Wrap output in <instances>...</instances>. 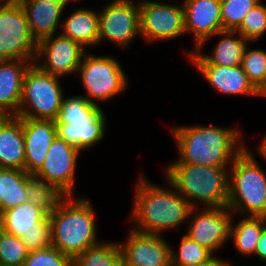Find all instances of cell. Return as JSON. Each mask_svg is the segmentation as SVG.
Masks as SVG:
<instances>
[{
	"label": "cell",
	"mask_w": 266,
	"mask_h": 266,
	"mask_svg": "<svg viewBox=\"0 0 266 266\" xmlns=\"http://www.w3.org/2000/svg\"><path fill=\"white\" fill-rule=\"evenodd\" d=\"M68 196L49 215L51 245L75 259L88 248L99 244L94 207L84 196Z\"/></svg>",
	"instance_id": "3957f363"
},
{
	"label": "cell",
	"mask_w": 266,
	"mask_h": 266,
	"mask_svg": "<svg viewBox=\"0 0 266 266\" xmlns=\"http://www.w3.org/2000/svg\"><path fill=\"white\" fill-rule=\"evenodd\" d=\"M254 255H257L261 261L266 262V228L260 235Z\"/></svg>",
	"instance_id": "d590c367"
},
{
	"label": "cell",
	"mask_w": 266,
	"mask_h": 266,
	"mask_svg": "<svg viewBox=\"0 0 266 266\" xmlns=\"http://www.w3.org/2000/svg\"><path fill=\"white\" fill-rule=\"evenodd\" d=\"M1 2L2 1H12V2H19L20 0H0Z\"/></svg>",
	"instance_id": "7bdbcfd3"
},
{
	"label": "cell",
	"mask_w": 266,
	"mask_h": 266,
	"mask_svg": "<svg viewBox=\"0 0 266 266\" xmlns=\"http://www.w3.org/2000/svg\"><path fill=\"white\" fill-rule=\"evenodd\" d=\"M25 137L22 117H0V168L24 171Z\"/></svg>",
	"instance_id": "44dd1931"
},
{
	"label": "cell",
	"mask_w": 266,
	"mask_h": 266,
	"mask_svg": "<svg viewBox=\"0 0 266 266\" xmlns=\"http://www.w3.org/2000/svg\"><path fill=\"white\" fill-rule=\"evenodd\" d=\"M140 38L146 43L171 40L184 35V6L156 0L139 1Z\"/></svg>",
	"instance_id": "30bf717a"
},
{
	"label": "cell",
	"mask_w": 266,
	"mask_h": 266,
	"mask_svg": "<svg viewBox=\"0 0 266 266\" xmlns=\"http://www.w3.org/2000/svg\"><path fill=\"white\" fill-rule=\"evenodd\" d=\"M34 40L20 2L0 1V60L35 61Z\"/></svg>",
	"instance_id": "9c48e42d"
},
{
	"label": "cell",
	"mask_w": 266,
	"mask_h": 266,
	"mask_svg": "<svg viewBox=\"0 0 266 266\" xmlns=\"http://www.w3.org/2000/svg\"><path fill=\"white\" fill-rule=\"evenodd\" d=\"M214 36H218L221 39L215 44L212 53L206 55L203 50H193L187 53L190 62H193L194 65H241L243 54L249 41L232 30H223Z\"/></svg>",
	"instance_id": "ac0fdd59"
},
{
	"label": "cell",
	"mask_w": 266,
	"mask_h": 266,
	"mask_svg": "<svg viewBox=\"0 0 266 266\" xmlns=\"http://www.w3.org/2000/svg\"><path fill=\"white\" fill-rule=\"evenodd\" d=\"M256 149L260 153L259 155H262V157L266 160V135L263 137Z\"/></svg>",
	"instance_id": "74e56055"
},
{
	"label": "cell",
	"mask_w": 266,
	"mask_h": 266,
	"mask_svg": "<svg viewBox=\"0 0 266 266\" xmlns=\"http://www.w3.org/2000/svg\"><path fill=\"white\" fill-rule=\"evenodd\" d=\"M3 231L22 237L31 230H51L49 215L27 201L0 214Z\"/></svg>",
	"instance_id": "603a6c76"
},
{
	"label": "cell",
	"mask_w": 266,
	"mask_h": 266,
	"mask_svg": "<svg viewBox=\"0 0 266 266\" xmlns=\"http://www.w3.org/2000/svg\"><path fill=\"white\" fill-rule=\"evenodd\" d=\"M29 251L45 249L51 246V230H31L21 237Z\"/></svg>",
	"instance_id": "e575fe53"
},
{
	"label": "cell",
	"mask_w": 266,
	"mask_h": 266,
	"mask_svg": "<svg viewBox=\"0 0 266 266\" xmlns=\"http://www.w3.org/2000/svg\"><path fill=\"white\" fill-rule=\"evenodd\" d=\"M29 175L18 169L0 168V214L28 201Z\"/></svg>",
	"instance_id": "d4e9b609"
},
{
	"label": "cell",
	"mask_w": 266,
	"mask_h": 266,
	"mask_svg": "<svg viewBox=\"0 0 266 266\" xmlns=\"http://www.w3.org/2000/svg\"><path fill=\"white\" fill-rule=\"evenodd\" d=\"M119 243L100 242L80 253L74 259V266H123Z\"/></svg>",
	"instance_id": "83f0119b"
},
{
	"label": "cell",
	"mask_w": 266,
	"mask_h": 266,
	"mask_svg": "<svg viewBox=\"0 0 266 266\" xmlns=\"http://www.w3.org/2000/svg\"><path fill=\"white\" fill-rule=\"evenodd\" d=\"M29 250L20 237L5 231L0 235V264L1 266H23Z\"/></svg>",
	"instance_id": "4dcf8cb0"
},
{
	"label": "cell",
	"mask_w": 266,
	"mask_h": 266,
	"mask_svg": "<svg viewBox=\"0 0 266 266\" xmlns=\"http://www.w3.org/2000/svg\"><path fill=\"white\" fill-rule=\"evenodd\" d=\"M22 129L25 137L24 171L34 175L44 164L49 147L57 138L54 120L22 117Z\"/></svg>",
	"instance_id": "e0dca14e"
},
{
	"label": "cell",
	"mask_w": 266,
	"mask_h": 266,
	"mask_svg": "<svg viewBox=\"0 0 266 266\" xmlns=\"http://www.w3.org/2000/svg\"><path fill=\"white\" fill-rule=\"evenodd\" d=\"M32 63L34 61L0 60V117L18 115L24 75Z\"/></svg>",
	"instance_id": "d6986e66"
},
{
	"label": "cell",
	"mask_w": 266,
	"mask_h": 266,
	"mask_svg": "<svg viewBox=\"0 0 266 266\" xmlns=\"http://www.w3.org/2000/svg\"><path fill=\"white\" fill-rule=\"evenodd\" d=\"M59 79L32 63L24 75L17 117L55 121L64 98Z\"/></svg>",
	"instance_id": "52a82bcc"
},
{
	"label": "cell",
	"mask_w": 266,
	"mask_h": 266,
	"mask_svg": "<svg viewBox=\"0 0 266 266\" xmlns=\"http://www.w3.org/2000/svg\"><path fill=\"white\" fill-rule=\"evenodd\" d=\"M260 96L266 97V85L263 87V89L260 91Z\"/></svg>",
	"instance_id": "ab89813d"
},
{
	"label": "cell",
	"mask_w": 266,
	"mask_h": 266,
	"mask_svg": "<svg viewBox=\"0 0 266 266\" xmlns=\"http://www.w3.org/2000/svg\"><path fill=\"white\" fill-rule=\"evenodd\" d=\"M243 217L237 225L233 224L232 220L230 239H234V247L246 257L255 254L257 242L266 228V217L249 215Z\"/></svg>",
	"instance_id": "484cf974"
},
{
	"label": "cell",
	"mask_w": 266,
	"mask_h": 266,
	"mask_svg": "<svg viewBox=\"0 0 266 266\" xmlns=\"http://www.w3.org/2000/svg\"><path fill=\"white\" fill-rule=\"evenodd\" d=\"M80 153L78 149L57 137L49 147L44 164L34 175L57 186L67 196H73Z\"/></svg>",
	"instance_id": "5bb4252c"
},
{
	"label": "cell",
	"mask_w": 266,
	"mask_h": 266,
	"mask_svg": "<svg viewBox=\"0 0 266 266\" xmlns=\"http://www.w3.org/2000/svg\"><path fill=\"white\" fill-rule=\"evenodd\" d=\"M47 1L63 5L64 7H66L68 3L72 2V0H47ZM73 1H75V0H73Z\"/></svg>",
	"instance_id": "f35d334b"
},
{
	"label": "cell",
	"mask_w": 266,
	"mask_h": 266,
	"mask_svg": "<svg viewBox=\"0 0 266 266\" xmlns=\"http://www.w3.org/2000/svg\"><path fill=\"white\" fill-rule=\"evenodd\" d=\"M239 130L202 124L175 126L172 135L180 157L172 163L230 167L233 160L247 147L241 141L243 135Z\"/></svg>",
	"instance_id": "6da1fadb"
},
{
	"label": "cell",
	"mask_w": 266,
	"mask_h": 266,
	"mask_svg": "<svg viewBox=\"0 0 266 266\" xmlns=\"http://www.w3.org/2000/svg\"><path fill=\"white\" fill-rule=\"evenodd\" d=\"M57 137L80 152L104 138L106 117L100 107L84 96H64L55 120Z\"/></svg>",
	"instance_id": "8992f818"
},
{
	"label": "cell",
	"mask_w": 266,
	"mask_h": 266,
	"mask_svg": "<svg viewBox=\"0 0 266 266\" xmlns=\"http://www.w3.org/2000/svg\"><path fill=\"white\" fill-rule=\"evenodd\" d=\"M123 263L128 266H171V245L162 235L131 229L119 243Z\"/></svg>",
	"instance_id": "9a60e30c"
},
{
	"label": "cell",
	"mask_w": 266,
	"mask_h": 266,
	"mask_svg": "<svg viewBox=\"0 0 266 266\" xmlns=\"http://www.w3.org/2000/svg\"><path fill=\"white\" fill-rule=\"evenodd\" d=\"M207 82L223 95L260 96L242 66L194 65Z\"/></svg>",
	"instance_id": "ffe728a7"
},
{
	"label": "cell",
	"mask_w": 266,
	"mask_h": 266,
	"mask_svg": "<svg viewBox=\"0 0 266 266\" xmlns=\"http://www.w3.org/2000/svg\"><path fill=\"white\" fill-rule=\"evenodd\" d=\"M24 8L30 32L38 43L42 39L55 35L61 24V15L65 7L47 0H20Z\"/></svg>",
	"instance_id": "7402d4cb"
},
{
	"label": "cell",
	"mask_w": 266,
	"mask_h": 266,
	"mask_svg": "<svg viewBox=\"0 0 266 266\" xmlns=\"http://www.w3.org/2000/svg\"><path fill=\"white\" fill-rule=\"evenodd\" d=\"M111 0L99 13V43L104 39L129 47L136 36H140L139 1Z\"/></svg>",
	"instance_id": "8fae6325"
},
{
	"label": "cell",
	"mask_w": 266,
	"mask_h": 266,
	"mask_svg": "<svg viewBox=\"0 0 266 266\" xmlns=\"http://www.w3.org/2000/svg\"><path fill=\"white\" fill-rule=\"evenodd\" d=\"M193 207L186 236L210 250L213 254L230 239L233 212L228 207ZM195 214V216H194Z\"/></svg>",
	"instance_id": "4fadbf2b"
},
{
	"label": "cell",
	"mask_w": 266,
	"mask_h": 266,
	"mask_svg": "<svg viewBox=\"0 0 266 266\" xmlns=\"http://www.w3.org/2000/svg\"><path fill=\"white\" fill-rule=\"evenodd\" d=\"M137 182L129 217L134 230L161 235L189 220L193 206L170 183L168 190L150 183L142 175Z\"/></svg>",
	"instance_id": "7a4b0ae2"
},
{
	"label": "cell",
	"mask_w": 266,
	"mask_h": 266,
	"mask_svg": "<svg viewBox=\"0 0 266 266\" xmlns=\"http://www.w3.org/2000/svg\"><path fill=\"white\" fill-rule=\"evenodd\" d=\"M235 31L249 42L262 37L266 33V5L261 2L252 8Z\"/></svg>",
	"instance_id": "d6a6232c"
},
{
	"label": "cell",
	"mask_w": 266,
	"mask_h": 266,
	"mask_svg": "<svg viewBox=\"0 0 266 266\" xmlns=\"http://www.w3.org/2000/svg\"><path fill=\"white\" fill-rule=\"evenodd\" d=\"M223 266H231V262L229 263V262H227L226 260H224V262H223Z\"/></svg>",
	"instance_id": "60d3db41"
},
{
	"label": "cell",
	"mask_w": 266,
	"mask_h": 266,
	"mask_svg": "<svg viewBox=\"0 0 266 266\" xmlns=\"http://www.w3.org/2000/svg\"><path fill=\"white\" fill-rule=\"evenodd\" d=\"M227 207L233 216L266 217V173L246 147L232 162Z\"/></svg>",
	"instance_id": "5b68a950"
},
{
	"label": "cell",
	"mask_w": 266,
	"mask_h": 266,
	"mask_svg": "<svg viewBox=\"0 0 266 266\" xmlns=\"http://www.w3.org/2000/svg\"><path fill=\"white\" fill-rule=\"evenodd\" d=\"M2 231H3L2 220H1V218H0V235H1Z\"/></svg>",
	"instance_id": "b9f144b4"
},
{
	"label": "cell",
	"mask_w": 266,
	"mask_h": 266,
	"mask_svg": "<svg viewBox=\"0 0 266 266\" xmlns=\"http://www.w3.org/2000/svg\"><path fill=\"white\" fill-rule=\"evenodd\" d=\"M65 20V21H64ZM62 23V34L81 44L88 46L99 44V13L91 9H75Z\"/></svg>",
	"instance_id": "cb8c5ba5"
},
{
	"label": "cell",
	"mask_w": 266,
	"mask_h": 266,
	"mask_svg": "<svg viewBox=\"0 0 266 266\" xmlns=\"http://www.w3.org/2000/svg\"><path fill=\"white\" fill-rule=\"evenodd\" d=\"M245 48L242 58V69L246 73L248 80L260 92L266 85V51Z\"/></svg>",
	"instance_id": "f546056e"
},
{
	"label": "cell",
	"mask_w": 266,
	"mask_h": 266,
	"mask_svg": "<svg viewBox=\"0 0 266 266\" xmlns=\"http://www.w3.org/2000/svg\"><path fill=\"white\" fill-rule=\"evenodd\" d=\"M179 245V252L173 250L175 248L171 246V266L204 263L214 256L210 250L201 246L197 242L192 241L185 234L182 236Z\"/></svg>",
	"instance_id": "f1b7e54d"
},
{
	"label": "cell",
	"mask_w": 266,
	"mask_h": 266,
	"mask_svg": "<svg viewBox=\"0 0 266 266\" xmlns=\"http://www.w3.org/2000/svg\"><path fill=\"white\" fill-rule=\"evenodd\" d=\"M27 194L28 201L40 207L48 215L68 197L57 186L31 174L27 179Z\"/></svg>",
	"instance_id": "4316f807"
},
{
	"label": "cell",
	"mask_w": 266,
	"mask_h": 266,
	"mask_svg": "<svg viewBox=\"0 0 266 266\" xmlns=\"http://www.w3.org/2000/svg\"><path fill=\"white\" fill-rule=\"evenodd\" d=\"M224 260L221 258H218V256H213L209 261H206L204 263H198V264H190V265H183V266H223Z\"/></svg>",
	"instance_id": "8d00e7d4"
},
{
	"label": "cell",
	"mask_w": 266,
	"mask_h": 266,
	"mask_svg": "<svg viewBox=\"0 0 266 266\" xmlns=\"http://www.w3.org/2000/svg\"><path fill=\"white\" fill-rule=\"evenodd\" d=\"M85 53L81 44L59 33L37 43L34 63L42 71L61 78L78 72Z\"/></svg>",
	"instance_id": "7c38bea8"
},
{
	"label": "cell",
	"mask_w": 266,
	"mask_h": 266,
	"mask_svg": "<svg viewBox=\"0 0 266 266\" xmlns=\"http://www.w3.org/2000/svg\"><path fill=\"white\" fill-rule=\"evenodd\" d=\"M186 34L194 36L195 50H203L208 39L223 31L220 0H184Z\"/></svg>",
	"instance_id": "2e32d148"
},
{
	"label": "cell",
	"mask_w": 266,
	"mask_h": 266,
	"mask_svg": "<svg viewBox=\"0 0 266 266\" xmlns=\"http://www.w3.org/2000/svg\"><path fill=\"white\" fill-rule=\"evenodd\" d=\"M77 73L86 90L87 95L84 97L98 106L96 100L109 101L124 92L128 86L126 73L119 61L110 55L95 56L85 53Z\"/></svg>",
	"instance_id": "ba28073f"
},
{
	"label": "cell",
	"mask_w": 266,
	"mask_h": 266,
	"mask_svg": "<svg viewBox=\"0 0 266 266\" xmlns=\"http://www.w3.org/2000/svg\"><path fill=\"white\" fill-rule=\"evenodd\" d=\"M261 0H220L221 17L224 30L235 31L247 13Z\"/></svg>",
	"instance_id": "1f68e13d"
},
{
	"label": "cell",
	"mask_w": 266,
	"mask_h": 266,
	"mask_svg": "<svg viewBox=\"0 0 266 266\" xmlns=\"http://www.w3.org/2000/svg\"><path fill=\"white\" fill-rule=\"evenodd\" d=\"M23 266H74V259L54 246L29 251Z\"/></svg>",
	"instance_id": "836d02e7"
},
{
	"label": "cell",
	"mask_w": 266,
	"mask_h": 266,
	"mask_svg": "<svg viewBox=\"0 0 266 266\" xmlns=\"http://www.w3.org/2000/svg\"><path fill=\"white\" fill-rule=\"evenodd\" d=\"M165 177L193 207H227L229 199V168L170 163ZM228 169V170H227Z\"/></svg>",
	"instance_id": "277c9868"
}]
</instances>
